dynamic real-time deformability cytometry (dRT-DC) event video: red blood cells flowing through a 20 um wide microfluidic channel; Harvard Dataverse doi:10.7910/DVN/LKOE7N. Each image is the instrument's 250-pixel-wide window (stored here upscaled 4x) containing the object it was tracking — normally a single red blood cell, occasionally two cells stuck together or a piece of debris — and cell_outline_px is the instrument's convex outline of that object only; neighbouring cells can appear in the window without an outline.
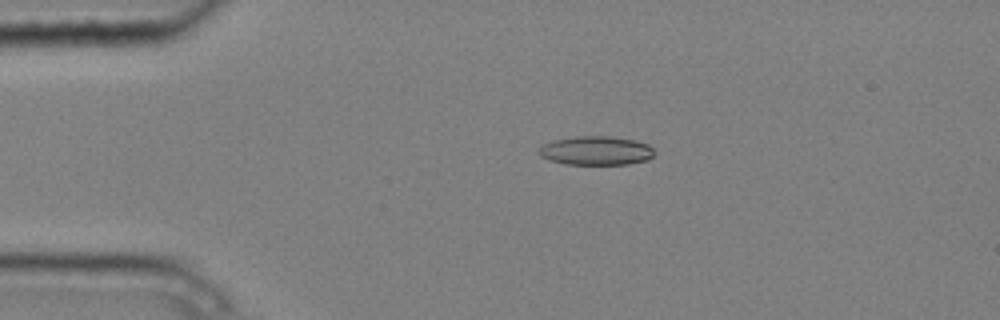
{"species": "common noctule bat (a hibernating species)", "species_latin": "Nyctalus noctula", "temperature_condition": "cold", "stored_images_in_passage": 7, "camera_frame_rate_fps": 3000, "um_per_image_px": 0.085, "animal": {"sex": "male", "body_mass_g": 20.4}, "frame": {"image": 1, "passage_image": 3, "time_ms": 0.667, "image_size_px": [1000, 320], "cell_outline_px": [[656, 152], [648, 160], [628, 164], [564, 164], [548, 160], [540, 156], [540, 148], [544, 144], [552, 140], [576, 136], [608, 136], [636, 140], [648, 144]], "centroid_in_image_um": [50.68, 12.8], "position_along_channel_um": 34.3, "area_um2": 19.54}}
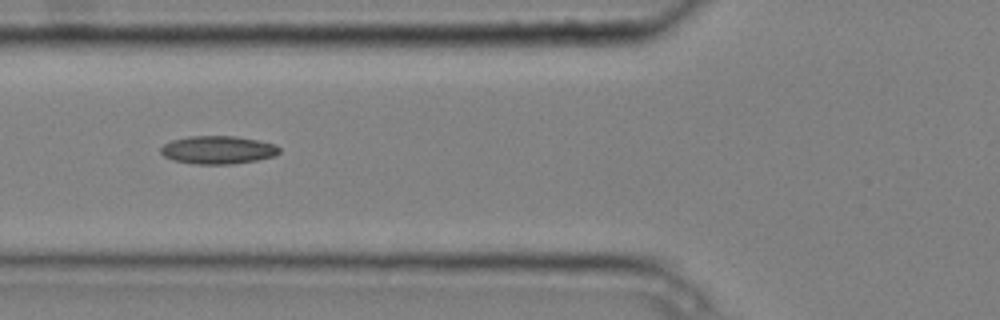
{"frame": {"image": 2, "passage_image": 5, "time_ms": 1.333, "image_size_px": [1000, 320], "cell_outline_px": [[280, 152], [276, 156], [256, 160], [232, 164], [196, 164], [172, 160], [164, 156], [160, 152], [160, 148], [164, 144], [172, 140], [188, 136], [236, 136], [276, 144], [280, 148]], "centroid_in_image_um": [18.53, 12.74], "position_along_channel_um": 107.3, "area_um2": 19.48}}
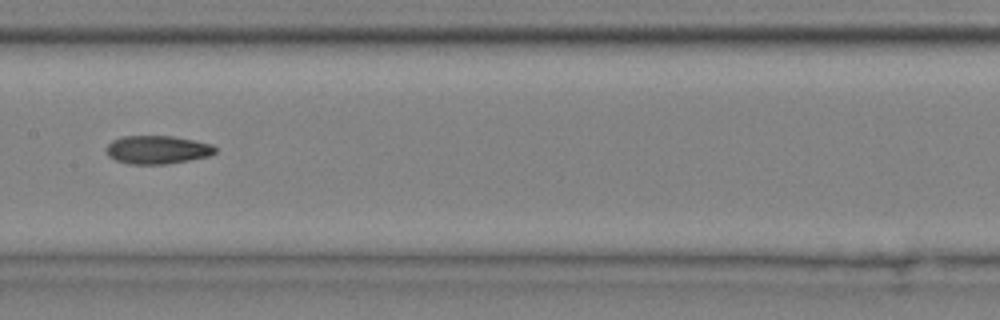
{"frame": {"image": 3, "passage_image": 7, "time_ms": 2.0, "image_size_px": [1000, 320], "cell_outline_px": [[216, 152], [208, 156], [168, 164], [128, 164], [116, 160], [108, 156], [108, 144], [112, 140], [120, 136], [172, 136], [212, 144], [216, 148]], "centroid_in_image_um": [13.37, 12.73], "position_along_channel_um": 194.0, "area_um2": 17.86}}